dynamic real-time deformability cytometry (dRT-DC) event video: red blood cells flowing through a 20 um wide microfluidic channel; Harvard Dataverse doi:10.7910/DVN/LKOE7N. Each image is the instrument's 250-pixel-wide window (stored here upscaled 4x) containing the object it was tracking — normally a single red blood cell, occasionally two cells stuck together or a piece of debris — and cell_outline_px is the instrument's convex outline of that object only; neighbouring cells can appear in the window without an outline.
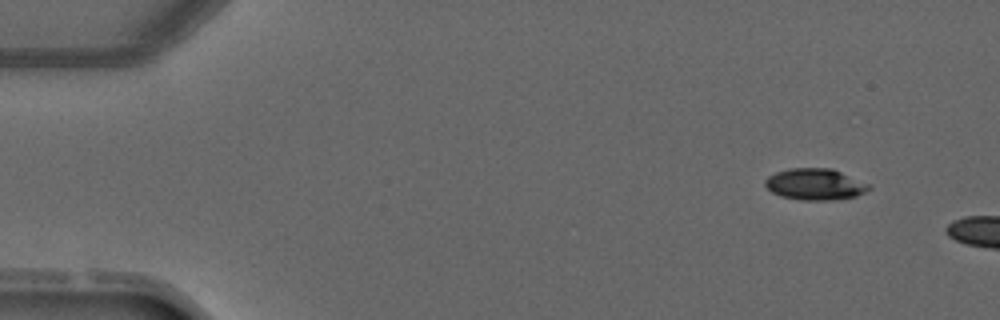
{"species": "common noctule bat (a hibernating species)", "species_latin": "Nyctalus noctula", "temperature_condition": "warm", "stored_images_in_passage": 2, "camera_frame_rate_fps": 3000, "um_per_image_px": 0.085, "animal": {"sex": "male", "forearm_length_mm": 52.5}, "frame": {"image": 1, "passage_image": 1, "time_ms": 0.0, "image_size_px": [1000, 320], "cell_outline_px": [[872, 188], [856, 196], [836, 200], [800, 200], [780, 196], [772, 192], [764, 184], [764, 180], [768, 176], [776, 172], [788, 168], [832, 168], [872, 184]], "centroid_in_image_um": [69.31, 15.66], "position_along_channel_um": 15.7, "area_um2": 19.31}}